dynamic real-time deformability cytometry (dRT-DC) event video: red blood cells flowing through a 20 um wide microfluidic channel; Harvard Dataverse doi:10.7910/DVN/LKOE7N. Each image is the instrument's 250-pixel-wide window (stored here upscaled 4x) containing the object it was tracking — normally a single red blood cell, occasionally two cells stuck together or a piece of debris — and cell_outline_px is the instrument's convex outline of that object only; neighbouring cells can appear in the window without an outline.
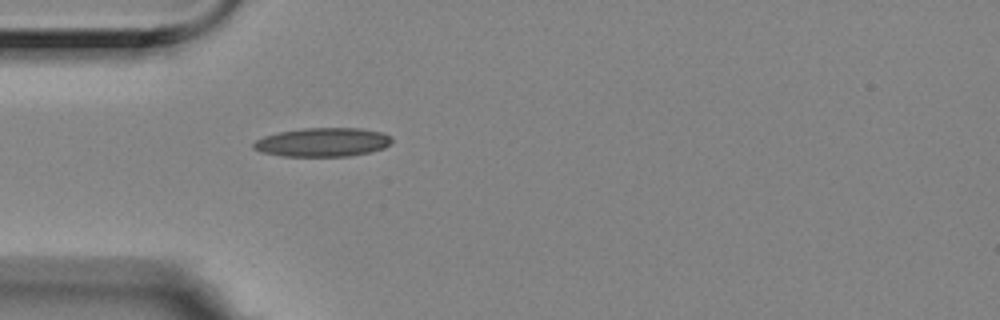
{"species": "Egyptian fruit bat (a non-hibernating species)", "species_latin": "Rousettus aegyptiacus", "temperature_condition": "room temperature", "stored_images_in_passage": 5, "camera_frame_rate_fps": 3000, "um_per_image_px": 0.085, "animal": {"sex": "female"}, "frame": {"image": 1, "passage_image": 5, "time_ms": 1.333, "image_size_px": [1000, 320], "cell_outline_px": [[392, 140], [384, 148], [352, 156], [280, 156], [260, 152], [252, 148], [252, 144], [256, 140], [264, 136], [280, 132], [304, 128], [360, 128], [384, 132], [392, 136]], "centroid_in_image_um": [27.42, 12.09], "position_along_channel_um": 57.6, "area_um2": 23.35}}